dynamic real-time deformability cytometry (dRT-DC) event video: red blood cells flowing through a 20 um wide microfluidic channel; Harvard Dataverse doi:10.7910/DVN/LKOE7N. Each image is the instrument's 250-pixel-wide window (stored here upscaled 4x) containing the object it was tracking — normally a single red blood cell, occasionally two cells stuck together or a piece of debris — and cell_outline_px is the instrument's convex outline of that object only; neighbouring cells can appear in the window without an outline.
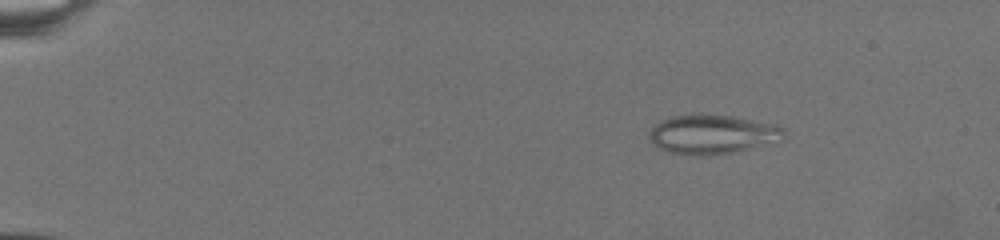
{"species": "common noctule bat (a hibernating species)", "species_latin": "Nyctalus noctula", "temperature_condition": "warm", "stored_images_in_passage": 12, "camera_frame_rate_fps": 3000, "um_per_image_px": 0.085, "animal": {"sex": "female", "body_mass_g": 19.5, "forearm_length_mm": 54.1}, "frame": {"image": 1, "passage_image": 3, "time_ms": 2.667, "image_size_px": [1000, 240], "cell_outline_px": [[784, 140], [776, 144], [736, 152], [704, 156], [696, 156], [668, 152], [652, 144], [648, 136], [648, 132], [660, 120], [672, 116], [732, 116], [776, 124], [784, 128]], "centroid_in_image_um": [60.62, 11.46], "position_along_channel_um": 24.4, "area_um2": 31.04}}
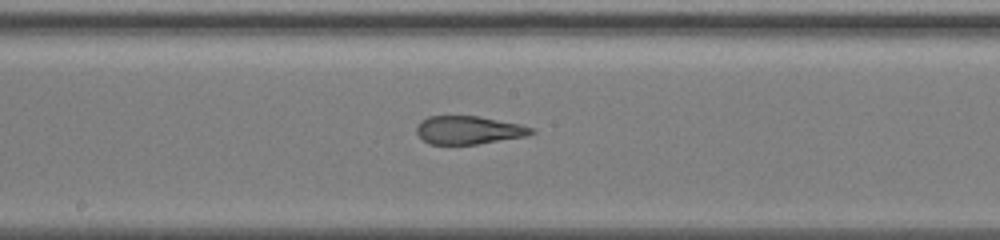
{"frame": {"image": 2, "passage_image": 12, "time_ms": 13.0, "image_size_px": [1000, 240], "cell_outline_px": [[536, 132], [528, 136], [476, 144], [428, 144], [416, 132], [416, 128], [420, 120], [428, 116], [480, 116], [520, 124], [536, 128]], "centroid_in_image_um": [39.87, 11.05], "position_along_channel_um": 208.3, "area_um2": 19.02}}